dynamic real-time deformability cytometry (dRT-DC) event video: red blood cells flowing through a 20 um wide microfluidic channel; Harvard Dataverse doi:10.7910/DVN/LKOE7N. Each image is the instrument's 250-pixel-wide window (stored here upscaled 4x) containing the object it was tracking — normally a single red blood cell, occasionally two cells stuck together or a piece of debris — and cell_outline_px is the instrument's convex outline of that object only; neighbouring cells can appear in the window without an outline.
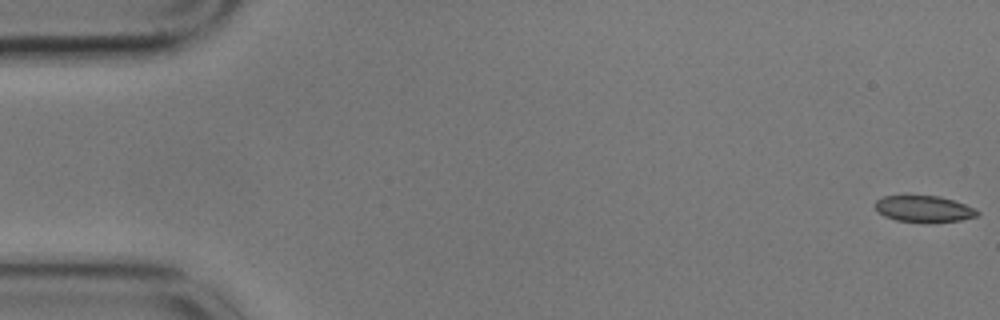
{"species": "common noctule bat (a hibernating species)", "species_latin": "Nyctalus noctula", "temperature_condition": "cold", "stored_images_in_passage": 57, "camera_frame_rate_fps": 3000, "um_per_image_px": 0.085, "animal": {"sex": "male", "body_mass_g": 17.9}, "frame": {"image": 1, "passage_image": 1, "time_ms": 0.0, "image_size_px": [1000, 320], "cell_outline_px": [[980, 212], [976, 216], [960, 220], [928, 224], [896, 220], [884, 216], [876, 212], [872, 204], [876, 200], [884, 196], [940, 196], [976, 208]], "centroid_in_image_um": [78.49, 17.78], "position_along_channel_um": 6.5, "area_um2": 16.13}}
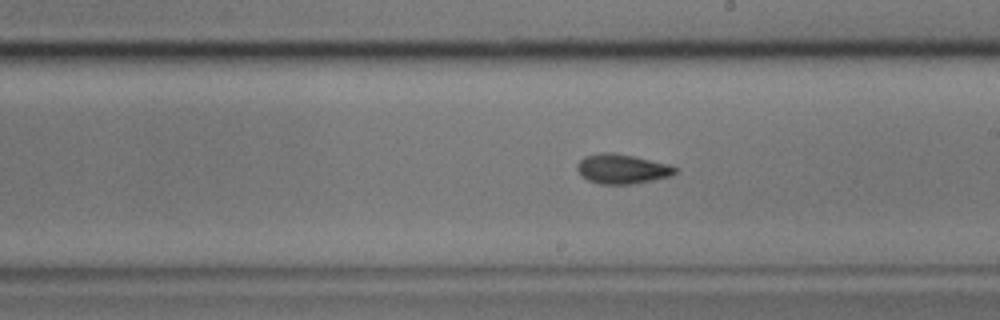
{"frame": {"image": 2, "passage_image": 32, "time_ms": 10.333, "image_size_px": [1000, 320], "cell_outline_px": [[680, 168], [672, 176], [632, 184], [600, 184], [588, 180], [576, 168], [576, 164], [584, 156], [600, 152], [612, 152], [632, 156], [668, 164]], "centroid_in_image_um": [52.89, 14.35], "position_along_channel_um": 236.1, "area_um2": 16.88}}
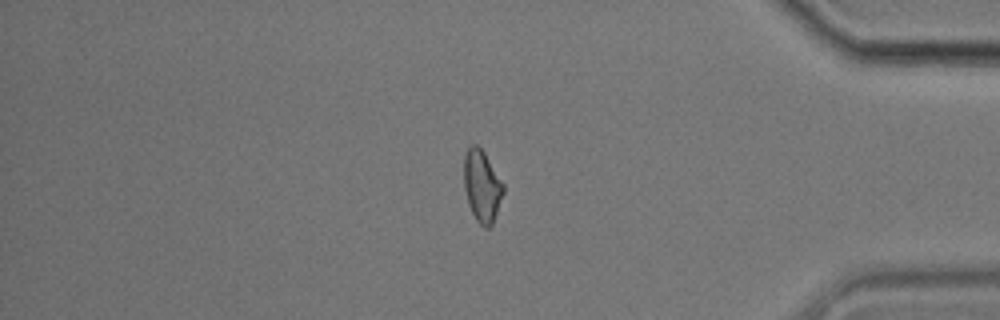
{"frame": {"image": 3, "passage_image": 48, "time_ms": 15.667, "image_size_px": [1000, 320], "cell_outline_px": [[504, 192], [492, 224], [488, 228], [484, 228], [476, 220], [468, 204], [464, 188], [464, 156], [468, 148], [472, 144], [476, 144], [484, 152], [504, 184]], "centroid_in_image_um": [40.96, 15.81], "position_along_channel_um": 394.2, "area_um2": 16.42}, "authors_computed_cell_mechanics": {"area_um2": 16.762, "velocity_mm_per_s": 3.5169, "shape_relaxation_time_tau1_ms": 11.3861, "shape_relaxation_time_tau2_ms": 4.6201, "deformation_change_tau1": 0.1417, "deformation_change_tau2": 0.0871}}